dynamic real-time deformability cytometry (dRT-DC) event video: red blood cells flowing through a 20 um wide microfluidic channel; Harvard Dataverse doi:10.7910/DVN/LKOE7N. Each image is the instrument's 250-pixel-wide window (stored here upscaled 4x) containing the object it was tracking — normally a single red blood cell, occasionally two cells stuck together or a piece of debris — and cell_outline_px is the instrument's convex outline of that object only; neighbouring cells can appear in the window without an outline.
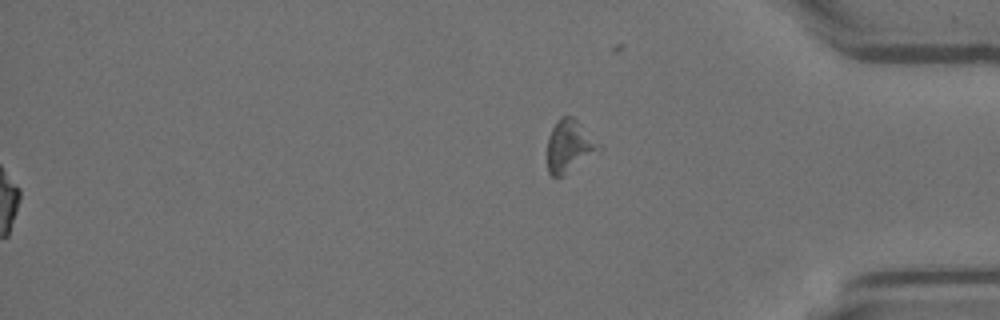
{"species": "Egyptian fruit bat (a non-hibernating species)", "species_latin": "Rousettus aegyptiacus", "temperature_condition": "room temperature", "stored_images_in_passage": 52, "segment_of_instrument_passage": [2, 2], "camera_frame_rate_fps": 3000, "um_per_image_px": 0.085, "animal": {"sex": "female"}, "frame": {"image": 1, "passage_image": 52, "time_ms": 17.0, "image_size_px": [1000, 320], "cell_outline_px": [[592, 148], [564, 176], [552, 176], [548, 172], [548, 136], [556, 120], [560, 116], [572, 116], [576, 120], [592, 144]], "centroid_in_image_um": [48.13, 12.39], "position_along_channel_um": 387.1, "area_um2": 13.53}}